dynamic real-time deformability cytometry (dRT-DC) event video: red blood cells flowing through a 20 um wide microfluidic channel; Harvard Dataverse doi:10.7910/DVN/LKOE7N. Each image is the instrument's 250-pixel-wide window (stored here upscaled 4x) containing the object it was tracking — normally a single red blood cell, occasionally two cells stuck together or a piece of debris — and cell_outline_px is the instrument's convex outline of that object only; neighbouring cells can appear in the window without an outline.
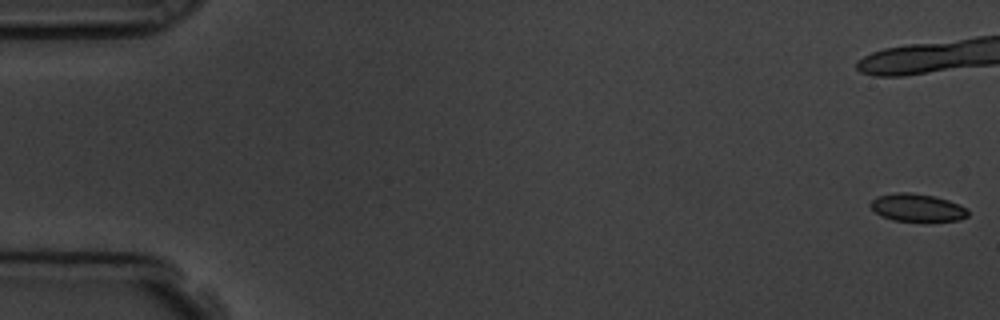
{"species": "common noctule bat (a hibernating species)", "species_latin": "Nyctalus noctula", "temperature_condition": "room temperature", "stored_images_in_passage": 21, "camera_frame_rate_fps": 3000, "um_per_image_px": 0.085, "animal": {"sex": "male", "body_mass_g": 19.5, "forearm_length_mm": 54.6}, "frame": {"image": 1, "passage_image": 1, "time_ms": 0.0, "image_size_px": [1000, 320], "cell_outline_px": [[968, 216], [960, 220], [892, 220], [880, 216], [868, 204], [876, 196], [896, 192], [908, 192], [936, 196], [960, 204], [968, 208]], "centroid_in_image_um": [77.96, 17.63], "position_along_channel_um": 7.0, "area_um2": 15.72}}